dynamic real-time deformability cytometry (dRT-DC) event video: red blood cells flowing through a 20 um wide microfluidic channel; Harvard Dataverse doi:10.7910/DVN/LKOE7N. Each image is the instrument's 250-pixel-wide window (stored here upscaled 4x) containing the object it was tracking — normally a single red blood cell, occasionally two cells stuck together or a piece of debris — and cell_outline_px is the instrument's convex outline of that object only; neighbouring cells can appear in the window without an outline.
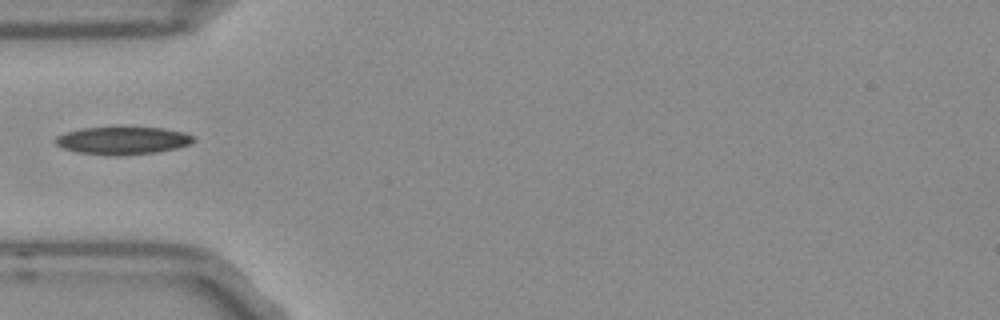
{"species": "Egyptian fruit bat (a non-hibernating species)", "species_latin": "Rousettus aegyptiacus", "temperature_condition": "room temperature", "stored_images_in_passage": 38, "camera_frame_rate_fps": 3000, "um_per_image_px": 0.085, "frame": {"image": 1, "passage_image": 1, "time_ms": 0.0, "image_size_px": [1000, 320], "cell_outline_px": [[196, 140], [188, 144], [176, 148], [156, 152], [120, 156], [112, 156], [76, 152], [64, 148], [56, 144], [56, 136], [64, 132], [80, 128], [116, 124], [120, 124], [164, 128], [184, 132], [192, 136]], "centroid_in_image_um": [10.39, 11.89], "position_along_channel_um": 74.6, "area_um2": 23.41}}
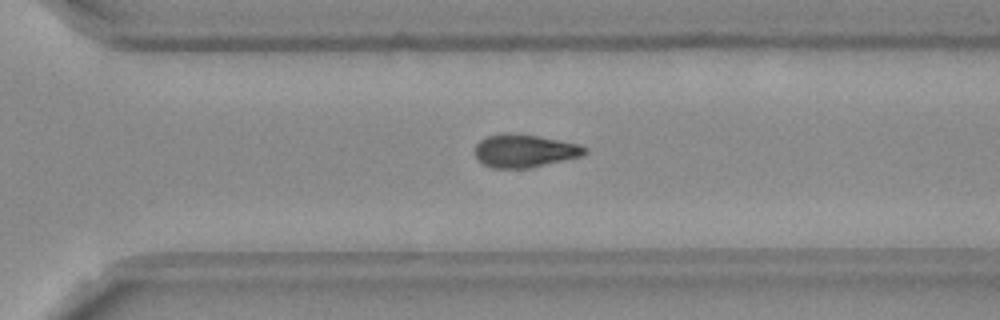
{"frame": {"image": 2, "passage_image": 21, "time_ms": 6.667, "image_size_px": [1000, 320], "cell_outline_px": [[588, 152], [580, 156], [564, 160], [528, 168], [492, 168], [484, 164], [476, 156], [476, 144], [484, 136], [500, 132], [508, 132], [536, 136], [580, 144], [588, 148]], "centroid_in_image_um": [44.57, 12.8], "position_along_channel_um": 326.0, "area_um2": 21.1}}
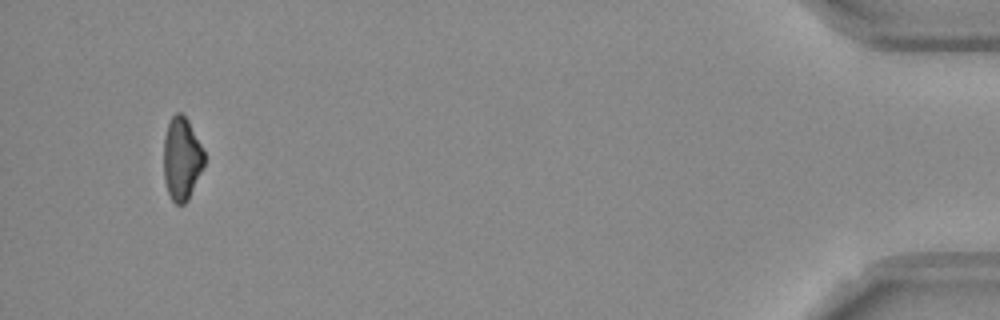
{"frame": {"image": 3, "passage_image": 35, "time_ms": 11.333, "image_size_px": [1000, 320], "cell_outline_px": [[204, 164], [188, 200], [184, 204], [176, 204], [172, 200], [168, 192], [164, 180], [164, 136], [168, 124], [172, 116], [176, 112], [180, 112], [188, 120], [204, 152]], "centroid_in_image_um": [15.43, 13.49], "position_along_channel_um": 419.8, "area_um2": 19.36}}